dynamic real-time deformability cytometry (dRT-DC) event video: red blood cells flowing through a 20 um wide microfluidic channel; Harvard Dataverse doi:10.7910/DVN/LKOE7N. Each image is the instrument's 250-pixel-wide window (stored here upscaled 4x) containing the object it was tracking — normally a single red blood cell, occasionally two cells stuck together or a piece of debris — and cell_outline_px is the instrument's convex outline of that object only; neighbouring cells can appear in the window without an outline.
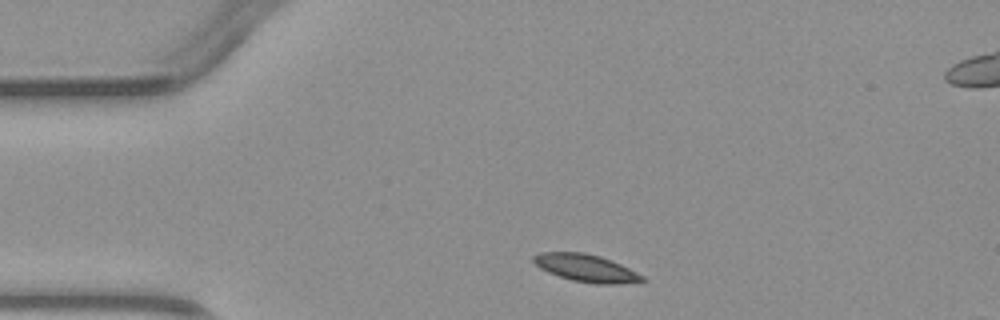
{"species": "common noctule bat (a hibernating species)", "species_latin": "Nyctalus noctula", "temperature_condition": "warm", "stored_images_in_passage": 2, "camera_frame_rate_fps": 3000, "um_per_image_px": 0.085, "animal": {"sex": "male", "body_mass_g": 23.1, "forearm_length_mm": 52.7}, "frame": {"image": 1, "passage_image": 1, "time_ms": 0.0, "image_size_px": [1000, 320], "cell_outline_px": [[648, 280], [616, 284], [596, 284], [572, 280], [548, 272], [540, 268], [532, 260], [532, 256], [540, 252], [584, 252], [600, 256], [612, 260], [644, 276]], "centroid_in_image_um": [49.81, 22.78], "position_along_channel_um": 35.2, "area_um2": 17.34}}